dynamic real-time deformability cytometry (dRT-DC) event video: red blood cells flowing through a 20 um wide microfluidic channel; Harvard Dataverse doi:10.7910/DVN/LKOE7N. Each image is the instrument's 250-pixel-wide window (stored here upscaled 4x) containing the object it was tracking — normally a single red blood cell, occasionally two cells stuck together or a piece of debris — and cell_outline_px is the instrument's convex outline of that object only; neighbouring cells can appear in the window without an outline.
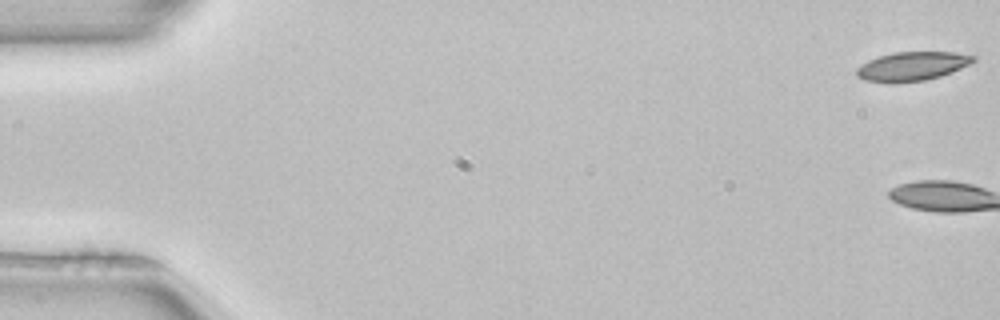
{"species": "common noctule bat (a hibernating species)", "species_latin": "Nyctalus noctula", "temperature_condition": "room temperature", "stored_images_in_passage": 7, "camera_frame_rate_fps": 3000, "um_per_image_px": 0.085, "animal": {"sex": "female", "body_mass_g": 22.7, "forearm_length_mm": 54.2}, "frame": {"image": 1, "passage_image": 1, "time_ms": 0.0, "image_size_px": [1000, 320], "cell_outline_px": [[976, 60], [952, 72], [940, 76], [924, 80], [892, 84], [864, 80], [856, 76], [856, 68], [868, 60], [876, 56], [892, 52], [956, 52], [976, 56]], "centroid_in_image_um": [77.48, 5.63], "position_along_channel_um": 7.5, "area_um2": 19.94}}